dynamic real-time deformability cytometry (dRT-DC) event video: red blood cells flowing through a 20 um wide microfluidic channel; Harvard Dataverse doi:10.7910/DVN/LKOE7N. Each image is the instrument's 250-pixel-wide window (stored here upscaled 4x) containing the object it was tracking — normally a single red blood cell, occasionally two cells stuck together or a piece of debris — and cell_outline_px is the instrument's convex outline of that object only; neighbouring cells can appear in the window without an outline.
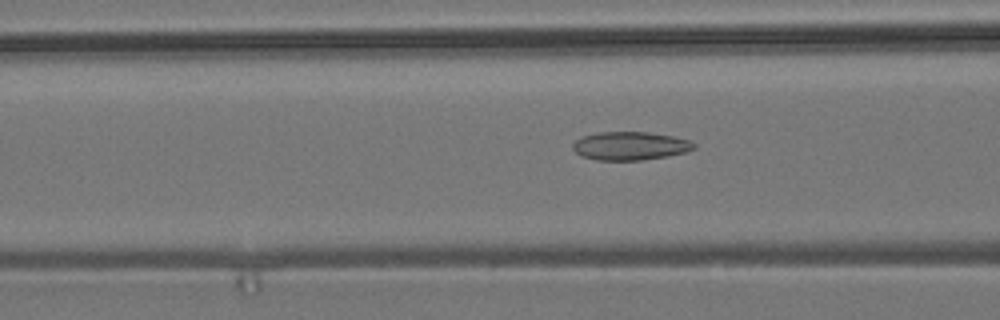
{"species": "common noctule bat (a hibernating species)", "species_latin": "Nyctalus noctula", "temperature_condition": "room temperature", "stored_images_in_passage": 21, "camera_frame_rate_fps": 3000, "um_per_image_px": 0.085, "animal": {"sex": "male", "body_mass_g": 19.2, "forearm_length_mm": 51.8}, "frame": {"image": 1, "passage_image": 12, "time_ms": 3.667, "image_size_px": [1000, 320], "cell_outline_px": [[696, 148], [684, 152], [668, 156], [640, 160], [596, 160], [584, 156], [576, 152], [572, 148], [572, 144], [580, 136], [600, 132], [648, 132], [672, 136], [688, 140], [696, 144]], "centroid_in_image_um": [53.55, 12.39], "position_along_channel_um": 113.1, "area_um2": 19.94}}